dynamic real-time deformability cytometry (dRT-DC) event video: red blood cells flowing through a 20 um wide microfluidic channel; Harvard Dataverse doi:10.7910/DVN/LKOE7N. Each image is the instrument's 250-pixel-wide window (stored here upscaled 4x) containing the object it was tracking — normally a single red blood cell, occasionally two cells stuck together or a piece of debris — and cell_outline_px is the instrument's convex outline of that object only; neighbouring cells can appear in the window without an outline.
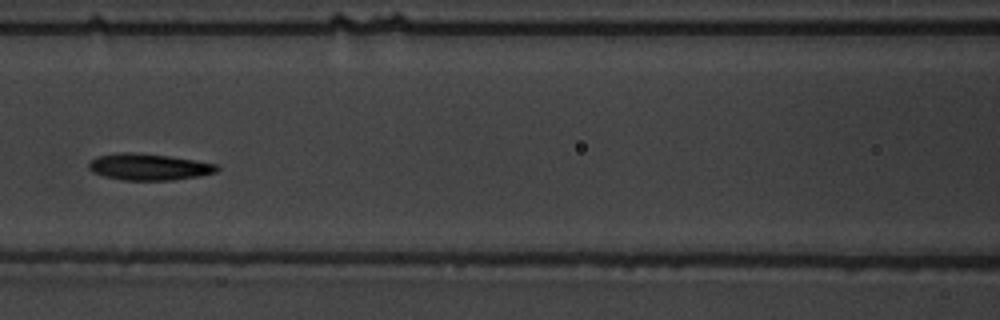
{"species": "common noctule bat (a hibernating species)", "species_latin": "Nyctalus noctula", "temperature_condition": "warm", "stored_images_in_passage": 8, "camera_frame_rate_fps": 3000, "um_per_image_px": 0.085, "animal": {"sex": "male", "body_mass_g": 19.5, "forearm_length_mm": 54.6}, "frame": {"image": 1, "passage_image": 5, "time_ms": 4.667, "image_size_px": [1000, 320], "cell_outline_px": [[220, 168], [216, 172], [200, 176], [172, 180], [124, 180], [104, 176], [92, 172], [88, 168], [88, 164], [92, 160], [100, 156], [120, 152], [132, 152], [168, 156], [196, 160], [220, 164]], "centroid_in_image_um": [12.7, 14.19], "position_along_channel_um": 153.9, "area_um2": 19.83}}
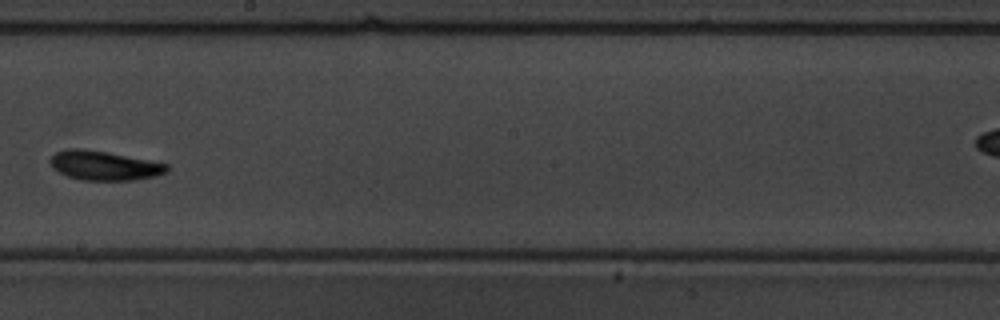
{"frame": {"image": 2, "passage_image": 7, "time_ms": 7.0, "image_size_px": [1000, 320], "cell_outline_px": [[168, 172], [156, 176], [136, 180], [80, 180], [68, 176], [52, 168], [48, 160], [56, 152], [68, 148], [80, 148], [108, 152], [168, 164]], "centroid_in_image_um": [8.84, 14.07], "position_along_channel_um": 239.4, "area_um2": 20.0}}
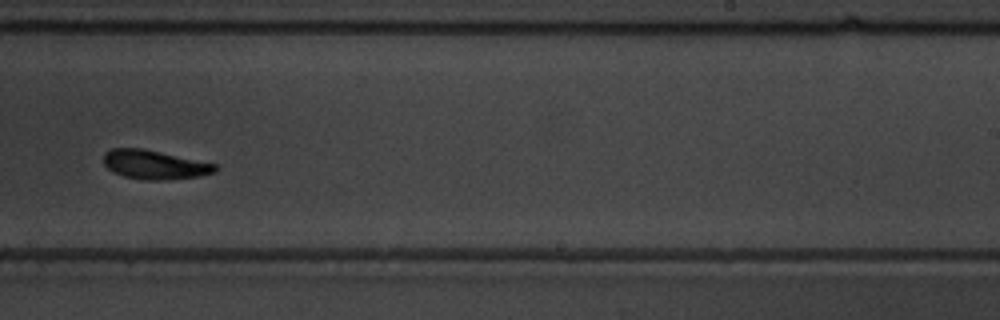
{"frame": {"image": 3, "passage_image": 8, "time_ms": 8.0, "image_size_px": [1000, 320], "cell_outline_px": [[220, 168], [216, 172], [200, 176], [164, 180], [144, 180], [124, 176], [112, 172], [104, 164], [104, 152], [112, 148], [140, 148], [160, 152], [216, 164]], "centroid_in_image_um": [13.14, 14.0], "position_along_channel_um": 275.9, "area_um2": 18.84}}